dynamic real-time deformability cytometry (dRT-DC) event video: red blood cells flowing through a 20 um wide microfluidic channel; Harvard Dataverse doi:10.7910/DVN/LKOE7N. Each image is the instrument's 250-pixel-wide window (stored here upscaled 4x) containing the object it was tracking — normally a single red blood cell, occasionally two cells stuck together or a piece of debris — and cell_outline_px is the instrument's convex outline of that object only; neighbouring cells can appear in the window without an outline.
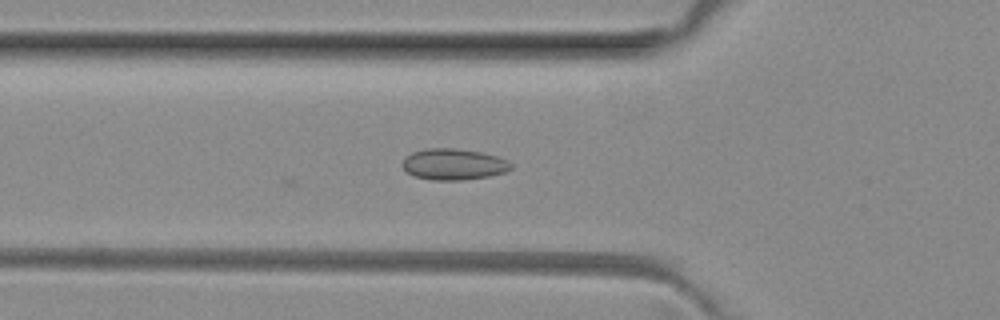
{"species": "common noctule bat (a hibernating species)", "species_latin": "Nyctalus noctula", "temperature_condition": "room temperature", "stored_images_in_passage": 4, "camera_frame_rate_fps": 3000, "um_per_image_px": 0.085, "animal": {"sex": "female", "body_mass_g": 29.2, "forearm_length_mm": 56.3}, "frame": {"image": 1, "passage_image": 4, "time_ms": 1.0, "image_size_px": [1000, 320], "cell_outline_px": [[512, 168], [504, 172], [488, 176], [464, 180], [432, 180], [412, 176], [400, 164], [412, 152], [428, 148], [456, 148], [480, 152], [500, 156], [508, 160], [512, 164]], "centroid_in_image_um": [38.57, 13.96], "position_along_channel_um": 87.2, "area_um2": 19.83}}